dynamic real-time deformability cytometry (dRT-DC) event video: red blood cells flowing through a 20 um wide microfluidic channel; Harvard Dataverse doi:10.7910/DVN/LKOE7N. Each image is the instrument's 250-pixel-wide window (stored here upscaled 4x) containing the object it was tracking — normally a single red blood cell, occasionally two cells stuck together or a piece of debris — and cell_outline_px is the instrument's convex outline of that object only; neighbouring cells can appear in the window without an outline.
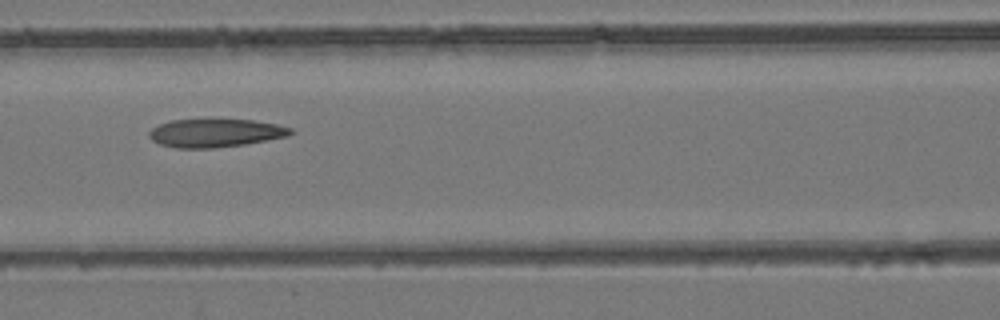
{"species": "common noctule bat (a hibernating species)", "species_latin": "Nyctalus noctula", "temperature_condition": "room temperature", "stored_images_in_passage": 7, "camera_frame_rate_fps": 3000, "um_per_image_px": 0.085, "animal": {"sex": "female", "body_mass_g": 24.6, "forearm_length_mm": 56.2}, "frame": {"image": 1, "passage_image": 4, "time_ms": 3.667, "image_size_px": [1000, 320], "cell_outline_px": [[296, 132], [288, 136], [244, 144], [212, 148], [176, 148], [160, 144], [152, 140], [148, 136], [148, 132], [152, 128], [160, 124], [172, 120], [252, 120], [276, 124], [292, 128]], "centroid_in_image_um": [18.31, 11.31], "position_along_channel_um": 148.3, "area_um2": 23.12}}
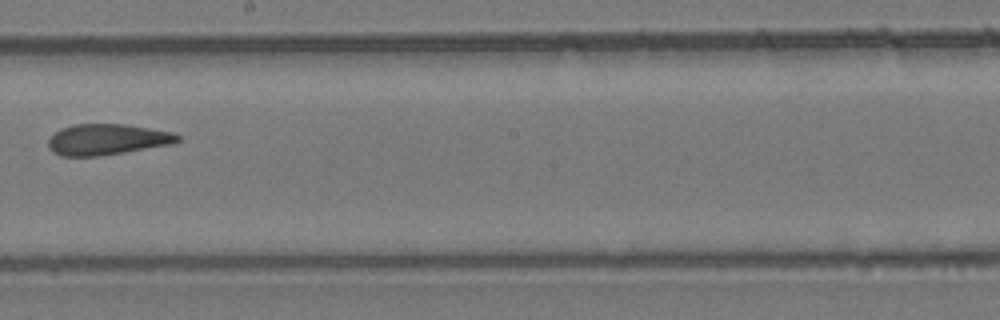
{"frame": {"image": 2, "passage_image": 6, "time_ms": 6.0, "image_size_px": [1000, 320], "cell_outline_px": [[180, 140], [172, 144], [100, 156], [60, 156], [52, 152], [48, 148], [48, 140], [60, 128], [76, 124], [124, 124], [172, 132], [180, 136]], "centroid_in_image_um": [9.07, 11.86], "position_along_channel_um": 239.1, "area_um2": 23.24}}
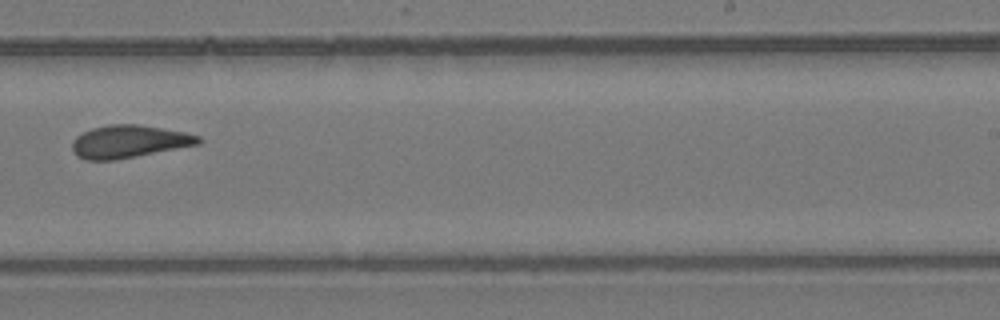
{"frame": {"image": 3, "passage_image": 7, "time_ms": 7.0, "image_size_px": [1000, 320], "cell_outline_px": [[200, 144], [136, 156], [112, 160], [84, 160], [76, 156], [72, 148], [72, 140], [76, 136], [92, 128], [108, 124], [136, 124], [184, 132], [200, 136]], "centroid_in_image_um": [10.92, 12.03], "position_along_channel_um": 278.1, "area_um2": 23.87}}